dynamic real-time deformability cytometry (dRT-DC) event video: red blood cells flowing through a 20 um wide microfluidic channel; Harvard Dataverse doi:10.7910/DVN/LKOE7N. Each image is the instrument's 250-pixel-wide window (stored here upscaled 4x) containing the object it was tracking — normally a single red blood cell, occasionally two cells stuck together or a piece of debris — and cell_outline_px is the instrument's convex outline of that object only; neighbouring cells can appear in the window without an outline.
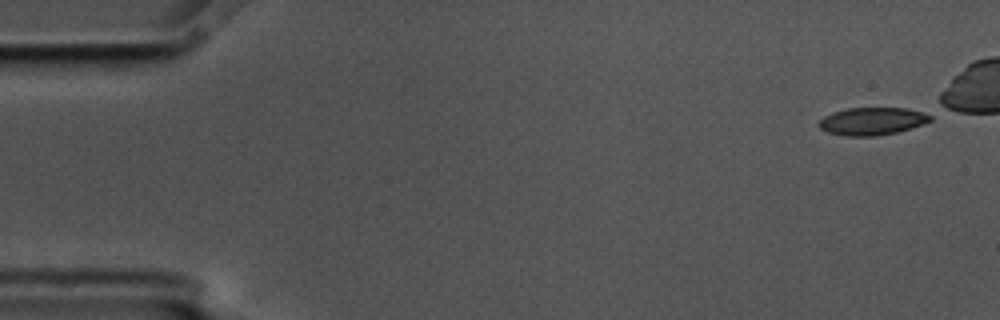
{"species": "common noctule bat (a hibernating species)", "species_latin": "Nyctalus noctula", "temperature_condition": "cold", "stored_images_in_passage": 6, "camera_frame_rate_fps": 3000, "um_per_image_px": 0.085, "animal": {"sex": "male", "body_mass_g": 17.5, "forearm_length_mm": 52.3}, "frame": {"image": 1, "passage_image": 1, "time_ms": 0.0, "image_size_px": [1000, 320], "cell_outline_px": [[932, 120], [924, 124], [912, 128], [896, 132], [876, 136], [844, 136], [828, 132], [820, 128], [816, 124], [824, 116], [832, 112], [848, 108], [908, 108], [932, 112]], "centroid_in_image_um": [74.2, 10.29], "position_along_channel_um": 10.8, "area_um2": 18.32}}